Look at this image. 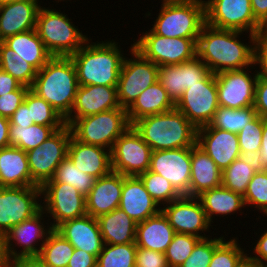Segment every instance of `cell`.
<instances>
[{"label": "cell", "instance_id": "ab89813d", "mask_svg": "<svg viewBox=\"0 0 267 267\" xmlns=\"http://www.w3.org/2000/svg\"><path fill=\"white\" fill-rule=\"evenodd\" d=\"M137 246L134 243L104 244L97 257V267H135Z\"/></svg>", "mask_w": 267, "mask_h": 267}, {"label": "cell", "instance_id": "6da1fadb", "mask_svg": "<svg viewBox=\"0 0 267 267\" xmlns=\"http://www.w3.org/2000/svg\"><path fill=\"white\" fill-rule=\"evenodd\" d=\"M244 33L214 28L205 23L198 36L197 57L213 74L253 66L257 35L245 33V36ZM241 36L249 41L246 43Z\"/></svg>", "mask_w": 267, "mask_h": 267}, {"label": "cell", "instance_id": "7c38bea8", "mask_svg": "<svg viewBox=\"0 0 267 267\" xmlns=\"http://www.w3.org/2000/svg\"><path fill=\"white\" fill-rule=\"evenodd\" d=\"M205 23L218 29L258 35L265 28L255 19L250 0H204Z\"/></svg>", "mask_w": 267, "mask_h": 267}, {"label": "cell", "instance_id": "d590c367", "mask_svg": "<svg viewBox=\"0 0 267 267\" xmlns=\"http://www.w3.org/2000/svg\"><path fill=\"white\" fill-rule=\"evenodd\" d=\"M73 251L72 244L53 229L42 246L38 257L49 267H67Z\"/></svg>", "mask_w": 267, "mask_h": 267}, {"label": "cell", "instance_id": "f1b7e54d", "mask_svg": "<svg viewBox=\"0 0 267 267\" xmlns=\"http://www.w3.org/2000/svg\"><path fill=\"white\" fill-rule=\"evenodd\" d=\"M37 186L31 178L27 154L18 147L0 149V187Z\"/></svg>", "mask_w": 267, "mask_h": 267}, {"label": "cell", "instance_id": "5b68a950", "mask_svg": "<svg viewBox=\"0 0 267 267\" xmlns=\"http://www.w3.org/2000/svg\"><path fill=\"white\" fill-rule=\"evenodd\" d=\"M44 6L39 9L35 28L40 39L52 56L70 57L91 37L73 24L65 10Z\"/></svg>", "mask_w": 267, "mask_h": 267}, {"label": "cell", "instance_id": "60d3db41", "mask_svg": "<svg viewBox=\"0 0 267 267\" xmlns=\"http://www.w3.org/2000/svg\"><path fill=\"white\" fill-rule=\"evenodd\" d=\"M138 177L141 179L145 189L160 208L182 196L173 187V185L160 174L147 170L146 172L138 175Z\"/></svg>", "mask_w": 267, "mask_h": 267}, {"label": "cell", "instance_id": "2e32d148", "mask_svg": "<svg viewBox=\"0 0 267 267\" xmlns=\"http://www.w3.org/2000/svg\"><path fill=\"white\" fill-rule=\"evenodd\" d=\"M46 219L47 215L41 208L31 218L13 226L6 233L7 247L12 260L20 257H38L49 233L53 230L50 220Z\"/></svg>", "mask_w": 267, "mask_h": 267}, {"label": "cell", "instance_id": "4dcf8cb0", "mask_svg": "<svg viewBox=\"0 0 267 267\" xmlns=\"http://www.w3.org/2000/svg\"><path fill=\"white\" fill-rule=\"evenodd\" d=\"M197 197L211 224L218 217L221 219V217L231 216L238 212H240L239 215H243L246 209L243 196L223 186L206 190ZM215 217L217 218L215 219Z\"/></svg>", "mask_w": 267, "mask_h": 267}, {"label": "cell", "instance_id": "003e7915", "mask_svg": "<svg viewBox=\"0 0 267 267\" xmlns=\"http://www.w3.org/2000/svg\"><path fill=\"white\" fill-rule=\"evenodd\" d=\"M186 0H161V5L162 4H171V3H179V2H183Z\"/></svg>", "mask_w": 267, "mask_h": 267}, {"label": "cell", "instance_id": "ac0fdd59", "mask_svg": "<svg viewBox=\"0 0 267 267\" xmlns=\"http://www.w3.org/2000/svg\"><path fill=\"white\" fill-rule=\"evenodd\" d=\"M254 67L255 64L245 69L215 74L219 106L230 109L253 106L258 80L257 70L253 71L257 68Z\"/></svg>", "mask_w": 267, "mask_h": 267}, {"label": "cell", "instance_id": "6f0895ef", "mask_svg": "<svg viewBox=\"0 0 267 267\" xmlns=\"http://www.w3.org/2000/svg\"><path fill=\"white\" fill-rule=\"evenodd\" d=\"M21 84L0 68V97L17 90Z\"/></svg>", "mask_w": 267, "mask_h": 267}, {"label": "cell", "instance_id": "8d00e7d4", "mask_svg": "<svg viewBox=\"0 0 267 267\" xmlns=\"http://www.w3.org/2000/svg\"><path fill=\"white\" fill-rule=\"evenodd\" d=\"M0 68L9 73L21 85L32 86L37 70L12 49L0 41Z\"/></svg>", "mask_w": 267, "mask_h": 267}, {"label": "cell", "instance_id": "9f6ffc18", "mask_svg": "<svg viewBox=\"0 0 267 267\" xmlns=\"http://www.w3.org/2000/svg\"><path fill=\"white\" fill-rule=\"evenodd\" d=\"M10 125L31 126L33 121H30V110L25 102L13 113L9 119Z\"/></svg>", "mask_w": 267, "mask_h": 267}, {"label": "cell", "instance_id": "f546056e", "mask_svg": "<svg viewBox=\"0 0 267 267\" xmlns=\"http://www.w3.org/2000/svg\"><path fill=\"white\" fill-rule=\"evenodd\" d=\"M174 234L168 218L160 210L145 221L137 223L135 244L137 247L165 253Z\"/></svg>", "mask_w": 267, "mask_h": 267}, {"label": "cell", "instance_id": "4fadbf2b", "mask_svg": "<svg viewBox=\"0 0 267 267\" xmlns=\"http://www.w3.org/2000/svg\"><path fill=\"white\" fill-rule=\"evenodd\" d=\"M42 208L41 187H0V232L31 218Z\"/></svg>", "mask_w": 267, "mask_h": 267}, {"label": "cell", "instance_id": "4316f807", "mask_svg": "<svg viewBox=\"0 0 267 267\" xmlns=\"http://www.w3.org/2000/svg\"><path fill=\"white\" fill-rule=\"evenodd\" d=\"M119 208L137 223L157 214L161 208L138 176H124Z\"/></svg>", "mask_w": 267, "mask_h": 267}, {"label": "cell", "instance_id": "b9f144b4", "mask_svg": "<svg viewBox=\"0 0 267 267\" xmlns=\"http://www.w3.org/2000/svg\"><path fill=\"white\" fill-rule=\"evenodd\" d=\"M24 102L30 110V121L45 126H64L65 120L43 98L37 96L30 89L25 95Z\"/></svg>", "mask_w": 267, "mask_h": 267}, {"label": "cell", "instance_id": "be15d7a7", "mask_svg": "<svg viewBox=\"0 0 267 267\" xmlns=\"http://www.w3.org/2000/svg\"><path fill=\"white\" fill-rule=\"evenodd\" d=\"M9 125V119L0 116V149L9 147Z\"/></svg>", "mask_w": 267, "mask_h": 267}, {"label": "cell", "instance_id": "277c9868", "mask_svg": "<svg viewBox=\"0 0 267 267\" xmlns=\"http://www.w3.org/2000/svg\"><path fill=\"white\" fill-rule=\"evenodd\" d=\"M131 126L152 151L193 147L197 140V128L176 108L146 116Z\"/></svg>", "mask_w": 267, "mask_h": 267}, {"label": "cell", "instance_id": "cb8c5ba5", "mask_svg": "<svg viewBox=\"0 0 267 267\" xmlns=\"http://www.w3.org/2000/svg\"><path fill=\"white\" fill-rule=\"evenodd\" d=\"M55 230L66 238L74 249H82L98 257L103 248V240L97 218L85 215L67 220Z\"/></svg>", "mask_w": 267, "mask_h": 267}, {"label": "cell", "instance_id": "03108f58", "mask_svg": "<svg viewBox=\"0 0 267 267\" xmlns=\"http://www.w3.org/2000/svg\"><path fill=\"white\" fill-rule=\"evenodd\" d=\"M237 267H261V263L252 259L248 254H246L238 263Z\"/></svg>", "mask_w": 267, "mask_h": 267}, {"label": "cell", "instance_id": "30bf717a", "mask_svg": "<svg viewBox=\"0 0 267 267\" xmlns=\"http://www.w3.org/2000/svg\"><path fill=\"white\" fill-rule=\"evenodd\" d=\"M72 132L65 124L56 130L39 147L26 152L32 181L42 187L54 176L56 168L67 157Z\"/></svg>", "mask_w": 267, "mask_h": 267}, {"label": "cell", "instance_id": "603a6c76", "mask_svg": "<svg viewBox=\"0 0 267 267\" xmlns=\"http://www.w3.org/2000/svg\"><path fill=\"white\" fill-rule=\"evenodd\" d=\"M123 188V175L111 171L95 180L86 196L87 215L98 218L119 208Z\"/></svg>", "mask_w": 267, "mask_h": 267}, {"label": "cell", "instance_id": "6125c7cd", "mask_svg": "<svg viewBox=\"0 0 267 267\" xmlns=\"http://www.w3.org/2000/svg\"><path fill=\"white\" fill-rule=\"evenodd\" d=\"M12 267H49L39 257H20L12 260Z\"/></svg>", "mask_w": 267, "mask_h": 267}, {"label": "cell", "instance_id": "3957f363", "mask_svg": "<svg viewBox=\"0 0 267 267\" xmlns=\"http://www.w3.org/2000/svg\"><path fill=\"white\" fill-rule=\"evenodd\" d=\"M78 87L77 71L71 57L53 56L37 71L30 90L65 119L72 110Z\"/></svg>", "mask_w": 267, "mask_h": 267}, {"label": "cell", "instance_id": "d6986e66", "mask_svg": "<svg viewBox=\"0 0 267 267\" xmlns=\"http://www.w3.org/2000/svg\"><path fill=\"white\" fill-rule=\"evenodd\" d=\"M149 171L165 177L181 195L189 196L191 147L152 151Z\"/></svg>", "mask_w": 267, "mask_h": 267}, {"label": "cell", "instance_id": "52a82bcc", "mask_svg": "<svg viewBox=\"0 0 267 267\" xmlns=\"http://www.w3.org/2000/svg\"><path fill=\"white\" fill-rule=\"evenodd\" d=\"M130 126L127 109L119 107L76 119L70 128L78 141L111 151L116 139Z\"/></svg>", "mask_w": 267, "mask_h": 267}, {"label": "cell", "instance_id": "7dc6e473", "mask_svg": "<svg viewBox=\"0 0 267 267\" xmlns=\"http://www.w3.org/2000/svg\"><path fill=\"white\" fill-rule=\"evenodd\" d=\"M201 239L191 255L179 267H209L215 248L225 239V235Z\"/></svg>", "mask_w": 267, "mask_h": 267}, {"label": "cell", "instance_id": "f6af8a7d", "mask_svg": "<svg viewBox=\"0 0 267 267\" xmlns=\"http://www.w3.org/2000/svg\"><path fill=\"white\" fill-rule=\"evenodd\" d=\"M243 199L246 209L252 207L267 217V170L253 175Z\"/></svg>", "mask_w": 267, "mask_h": 267}, {"label": "cell", "instance_id": "1f68e13d", "mask_svg": "<svg viewBox=\"0 0 267 267\" xmlns=\"http://www.w3.org/2000/svg\"><path fill=\"white\" fill-rule=\"evenodd\" d=\"M104 244L134 243L137 222L122 209L103 214L97 218Z\"/></svg>", "mask_w": 267, "mask_h": 267}, {"label": "cell", "instance_id": "f907efd6", "mask_svg": "<svg viewBox=\"0 0 267 267\" xmlns=\"http://www.w3.org/2000/svg\"><path fill=\"white\" fill-rule=\"evenodd\" d=\"M135 267H169L165 253L137 247Z\"/></svg>", "mask_w": 267, "mask_h": 267}, {"label": "cell", "instance_id": "c3c4849f", "mask_svg": "<svg viewBox=\"0 0 267 267\" xmlns=\"http://www.w3.org/2000/svg\"><path fill=\"white\" fill-rule=\"evenodd\" d=\"M262 132L263 118L257 115L237 134L240 152H259L261 149Z\"/></svg>", "mask_w": 267, "mask_h": 267}, {"label": "cell", "instance_id": "e575fe53", "mask_svg": "<svg viewBox=\"0 0 267 267\" xmlns=\"http://www.w3.org/2000/svg\"><path fill=\"white\" fill-rule=\"evenodd\" d=\"M63 126H31L9 125V146L21 148L25 152L41 146L56 130Z\"/></svg>", "mask_w": 267, "mask_h": 267}, {"label": "cell", "instance_id": "e0dca14e", "mask_svg": "<svg viewBox=\"0 0 267 267\" xmlns=\"http://www.w3.org/2000/svg\"><path fill=\"white\" fill-rule=\"evenodd\" d=\"M161 211L168 218L169 224L175 233L189 234L201 239L211 237L206 233L213 234L212 225L203 209L198 197L182 195L178 199L164 205ZM212 228V230H210ZM203 233V234H202Z\"/></svg>", "mask_w": 267, "mask_h": 267}, {"label": "cell", "instance_id": "681fc988", "mask_svg": "<svg viewBox=\"0 0 267 267\" xmlns=\"http://www.w3.org/2000/svg\"><path fill=\"white\" fill-rule=\"evenodd\" d=\"M30 88L21 85L17 90L0 97V116L10 119L13 113L24 102L26 93Z\"/></svg>", "mask_w": 267, "mask_h": 267}, {"label": "cell", "instance_id": "836d02e7", "mask_svg": "<svg viewBox=\"0 0 267 267\" xmlns=\"http://www.w3.org/2000/svg\"><path fill=\"white\" fill-rule=\"evenodd\" d=\"M2 42L37 71L53 57L46 49L36 29L9 36Z\"/></svg>", "mask_w": 267, "mask_h": 267}, {"label": "cell", "instance_id": "816d5d0a", "mask_svg": "<svg viewBox=\"0 0 267 267\" xmlns=\"http://www.w3.org/2000/svg\"><path fill=\"white\" fill-rule=\"evenodd\" d=\"M254 64L259 77L267 78V29L257 35ZM259 67V69H258Z\"/></svg>", "mask_w": 267, "mask_h": 267}, {"label": "cell", "instance_id": "7bdbcfd3", "mask_svg": "<svg viewBox=\"0 0 267 267\" xmlns=\"http://www.w3.org/2000/svg\"><path fill=\"white\" fill-rule=\"evenodd\" d=\"M255 173L249 164L238 157L222 171V186L244 196Z\"/></svg>", "mask_w": 267, "mask_h": 267}, {"label": "cell", "instance_id": "74e56055", "mask_svg": "<svg viewBox=\"0 0 267 267\" xmlns=\"http://www.w3.org/2000/svg\"><path fill=\"white\" fill-rule=\"evenodd\" d=\"M256 116L257 112L253 106L243 109H230L219 106L209 125L213 128L238 134Z\"/></svg>", "mask_w": 267, "mask_h": 267}, {"label": "cell", "instance_id": "e7e4bbea", "mask_svg": "<svg viewBox=\"0 0 267 267\" xmlns=\"http://www.w3.org/2000/svg\"><path fill=\"white\" fill-rule=\"evenodd\" d=\"M260 155L262 159V164L265 170H267V119H263V132H262Z\"/></svg>", "mask_w": 267, "mask_h": 267}, {"label": "cell", "instance_id": "94428289", "mask_svg": "<svg viewBox=\"0 0 267 267\" xmlns=\"http://www.w3.org/2000/svg\"><path fill=\"white\" fill-rule=\"evenodd\" d=\"M0 267H12V259L7 247V236L0 232Z\"/></svg>", "mask_w": 267, "mask_h": 267}, {"label": "cell", "instance_id": "680465c9", "mask_svg": "<svg viewBox=\"0 0 267 267\" xmlns=\"http://www.w3.org/2000/svg\"><path fill=\"white\" fill-rule=\"evenodd\" d=\"M255 19L267 29V0H250Z\"/></svg>", "mask_w": 267, "mask_h": 267}, {"label": "cell", "instance_id": "ee69618b", "mask_svg": "<svg viewBox=\"0 0 267 267\" xmlns=\"http://www.w3.org/2000/svg\"><path fill=\"white\" fill-rule=\"evenodd\" d=\"M238 238V236H234L229 240L224 239L215 248L209 267H237L247 252H250L249 250H245V247L242 248L243 245L239 243L240 240Z\"/></svg>", "mask_w": 267, "mask_h": 267}, {"label": "cell", "instance_id": "83f0119b", "mask_svg": "<svg viewBox=\"0 0 267 267\" xmlns=\"http://www.w3.org/2000/svg\"><path fill=\"white\" fill-rule=\"evenodd\" d=\"M222 186V171L197 144L191 147V177L189 196Z\"/></svg>", "mask_w": 267, "mask_h": 267}, {"label": "cell", "instance_id": "d6a6232c", "mask_svg": "<svg viewBox=\"0 0 267 267\" xmlns=\"http://www.w3.org/2000/svg\"><path fill=\"white\" fill-rule=\"evenodd\" d=\"M175 108V103L166 90L157 81L144 90L135 102L127 109L129 123L150 115L165 113Z\"/></svg>", "mask_w": 267, "mask_h": 267}, {"label": "cell", "instance_id": "ba28073f", "mask_svg": "<svg viewBox=\"0 0 267 267\" xmlns=\"http://www.w3.org/2000/svg\"><path fill=\"white\" fill-rule=\"evenodd\" d=\"M144 31L132 40L133 48L159 67L181 64L197 56L198 38H167L149 28Z\"/></svg>", "mask_w": 267, "mask_h": 267}, {"label": "cell", "instance_id": "f5cc1de1", "mask_svg": "<svg viewBox=\"0 0 267 267\" xmlns=\"http://www.w3.org/2000/svg\"><path fill=\"white\" fill-rule=\"evenodd\" d=\"M253 107L257 115L267 119V78L258 76Z\"/></svg>", "mask_w": 267, "mask_h": 267}, {"label": "cell", "instance_id": "f35d334b", "mask_svg": "<svg viewBox=\"0 0 267 267\" xmlns=\"http://www.w3.org/2000/svg\"><path fill=\"white\" fill-rule=\"evenodd\" d=\"M96 178L79 170L67 156L56 168L54 176L47 182H63L76 188L85 197L91 191Z\"/></svg>", "mask_w": 267, "mask_h": 267}, {"label": "cell", "instance_id": "9c48e42d", "mask_svg": "<svg viewBox=\"0 0 267 267\" xmlns=\"http://www.w3.org/2000/svg\"><path fill=\"white\" fill-rule=\"evenodd\" d=\"M127 50L131 57L125 58L120 70L117 85V100L120 107L128 109L139 95L158 81L159 66L144 58L130 44Z\"/></svg>", "mask_w": 267, "mask_h": 267}, {"label": "cell", "instance_id": "2644e50d", "mask_svg": "<svg viewBox=\"0 0 267 267\" xmlns=\"http://www.w3.org/2000/svg\"><path fill=\"white\" fill-rule=\"evenodd\" d=\"M261 267H267V264H262V263H261Z\"/></svg>", "mask_w": 267, "mask_h": 267}, {"label": "cell", "instance_id": "5bb4252c", "mask_svg": "<svg viewBox=\"0 0 267 267\" xmlns=\"http://www.w3.org/2000/svg\"><path fill=\"white\" fill-rule=\"evenodd\" d=\"M175 108L197 129L209 125L219 108L215 74L211 72L200 84L186 89Z\"/></svg>", "mask_w": 267, "mask_h": 267}, {"label": "cell", "instance_id": "a7ac6f4b", "mask_svg": "<svg viewBox=\"0 0 267 267\" xmlns=\"http://www.w3.org/2000/svg\"><path fill=\"white\" fill-rule=\"evenodd\" d=\"M16 1H20V0H0V5L13 3V2H16Z\"/></svg>", "mask_w": 267, "mask_h": 267}, {"label": "cell", "instance_id": "9a60e30c", "mask_svg": "<svg viewBox=\"0 0 267 267\" xmlns=\"http://www.w3.org/2000/svg\"><path fill=\"white\" fill-rule=\"evenodd\" d=\"M151 147L130 126L111 149L112 171L124 176H138L150 168Z\"/></svg>", "mask_w": 267, "mask_h": 267}, {"label": "cell", "instance_id": "89a4df30", "mask_svg": "<svg viewBox=\"0 0 267 267\" xmlns=\"http://www.w3.org/2000/svg\"><path fill=\"white\" fill-rule=\"evenodd\" d=\"M61 1H63V2L65 1V2H67V0H55V1H52V2H55V3L57 2V3H59V2H61ZM68 1H69V0H68ZM69 2L71 3V0H70Z\"/></svg>", "mask_w": 267, "mask_h": 267}, {"label": "cell", "instance_id": "484cf974", "mask_svg": "<svg viewBox=\"0 0 267 267\" xmlns=\"http://www.w3.org/2000/svg\"><path fill=\"white\" fill-rule=\"evenodd\" d=\"M67 156L75 167L96 179L112 171L111 151L109 149L83 143L73 135L68 144Z\"/></svg>", "mask_w": 267, "mask_h": 267}, {"label": "cell", "instance_id": "bcb514c9", "mask_svg": "<svg viewBox=\"0 0 267 267\" xmlns=\"http://www.w3.org/2000/svg\"><path fill=\"white\" fill-rule=\"evenodd\" d=\"M200 240L201 238L193 235L175 233L165 252L169 267H179L191 255Z\"/></svg>", "mask_w": 267, "mask_h": 267}, {"label": "cell", "instance_id": "7402d4cb", "mask_svg": "<svg viewBox=\"0 0 267 267\" xmlns=\"http://www.w3.org/2000/svg\"><path fill=\"white\" fill-rule=\"evenodd\" d=\"M196 144L211 157L221 171L241 154L237 134L210 125L197 129Z\"/></svg>", "mask_w": 267, "mask_h": 267}, {"label": "cell", "instance_id": "44dd1931", "mask_svg": "<svg viewBox=\"0 0 267 267\" xmlns=\"http://www.w3.org/2000/svg\"><path fill=\"white\" fill-rule=\"evenodd\" d=\"M119 107L117 87L79 85L72 110L64 119L65 124L70 126L76 119Z\"/></svg>", "mask_w": 267, "mask_h": 267}, {"label": "cell", "instance_id": "db71d44e", "mask_svg": "<svg viewBox=\"0 0 267 267\" xmlns=\"http://www.w3.org/2000/svg\"><path fill=\"white\" fill-rule=\"evenodd\" d=\"M254 234L258 236V240H255V243H252L253 245L255 244L254 247H249V249L251 248L250 251L253 250V253L250 252L251 254L249 253L248 255L259 263L267 264V229L264 230V233H261L259 230L258 233L256 231V233L254 232Z\"/></svg>", "mask_w": 267, "mask_h": 267}, {"label": "cell", "instance_id": "91938a15", "mask_svg": "<svg viewBox=\"0 0 267 267\" xmlns=\"http://www.w3.org/2000/svg\"><path fill=\"white\" fill-rule=\"evenodd\" d=\"M239 158L243 160L245 163L249 164L252 169L256 172H262L265 170L262 159L259 152L255 151H246L240 154Z\"/></svg>", "mask_w": 267, "mask_h": 267}, {"label": "cell", "instance_id": "8992f818", "mask_svg": "<svg viewBox=\"0 0 267 267\" xmlns=\"http://www.w3.org/2000/svg\"><path fill=\"white\" fill-rule=\"evenodd\" d=\"M150 28L167 38H198L205 24L204 0L162 4Z\"/></svg>", "mask_w": 267, "mask_h": 267}, {"label": "cell", "instance_id": "ffe728a7", "mask_svg": "<svg viewBox=\"0 0 267 267\" xmlns=\"http://www.w3.org/2000/svg\"><path fill=\"white\" fill-rule=\"evenodd\" d=\"M210 73V69L196 56L181 64L160 66L158 82L176 104L186 89L200 84Z\"/></svg>", "mask_w": 267, "mask_h": 267}, {"label": "cell", "instance_id": "7a4b0ae2", "mask_svg": "<svg viewBox=\"0 0 267 267\" xmlns=\"http://www.w3.org/2000/svg\"><path fill=\"white\" fill-rule=\"evenodd\" d=\"M109 39L93 42L90 38L70 56L74 62L80 86L117 87L124 55L128 56V54H124L119 42Z\"/></svg>", "mask_w": 267, "mask_h": 267}, {"label": "cell", "instance_id": "8fae6325", "mask_svg": "<svg viewBox=\"0 0 267 267\" xmlns=\"http://www.w3.org/2000/svg\"><path fill=\"white\" fill-rule=\"evenodd\" d=\"M41 204L53 229L67 220L87 214L86 197L63 182H46L41 187Z\"/></svg>", "mask_w": 267, "mask_h": 267}, {"label": "cell", "instance_id": "11a10c76", "mask_svg": "<svg viewBox=\"0 0 267 267\" xmlns=\"http://www.w3.org/2000/svg\"><path fill=\"white\" fill-rule=\"evenodd\" d=\"M67 267H97V257L82 249H74Z\"/></svg>", "mask_w": 267, "mask_h": 267}, {"label": "cell", "instance_id": "d4e9b609", "mask_svg": "<svg viewBox=\"0 0 267 267\" xmlns=\"http://www.w3.org/2000/svg\"><path fill=\"white\" fill-rule=\"evenodd\" d=\"M42 0H20L0 5V41L36 28Z\"/></svg>", "mask_w": 267, "mask_h": 267}]
</instances>
